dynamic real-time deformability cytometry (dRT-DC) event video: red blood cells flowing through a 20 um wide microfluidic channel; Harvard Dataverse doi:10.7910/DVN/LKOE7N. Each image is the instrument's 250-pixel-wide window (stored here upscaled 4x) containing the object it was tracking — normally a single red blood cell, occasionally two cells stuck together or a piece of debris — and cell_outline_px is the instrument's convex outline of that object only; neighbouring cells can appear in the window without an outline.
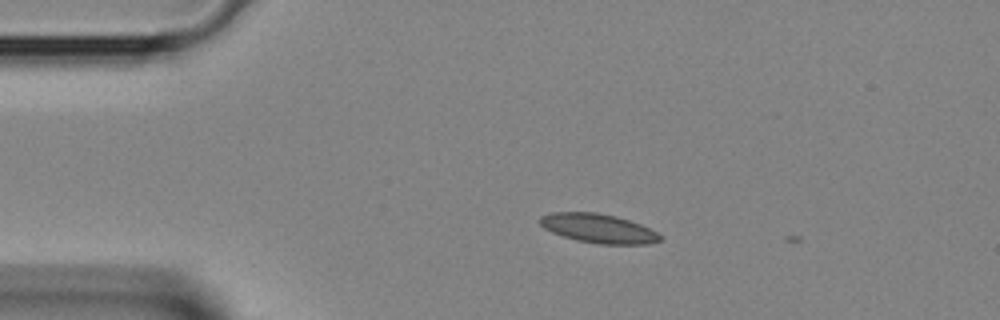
{"species": "Egyptian fruit bat (a non-hibernating species)", "species_latin": "Rousettus aegyptiacus", "temperature_condition": "room temperature", "stored_images_in_passage": 3, "camera_frame_rate_fps": 3000, "um_per_image_px": 0.085, "animal": {"sex": "female"}, "frame": {"image": 1, "passage_image": 2, "time_ms": 0.333, "image_size_px": [1000, 320], "cell_outline_px": [[664, 240], [648, 244], [600, 244], [576, 240], [552, 232], [544, 228], [536, 220], [540, 216], [552, 212], [596, 212], [616, 216], [640, 224], [664, 236]], "centroid_in_image_um": [50.86, 19.41], "position_along_channel_um": 34.1, "area_um2": 20.52}}